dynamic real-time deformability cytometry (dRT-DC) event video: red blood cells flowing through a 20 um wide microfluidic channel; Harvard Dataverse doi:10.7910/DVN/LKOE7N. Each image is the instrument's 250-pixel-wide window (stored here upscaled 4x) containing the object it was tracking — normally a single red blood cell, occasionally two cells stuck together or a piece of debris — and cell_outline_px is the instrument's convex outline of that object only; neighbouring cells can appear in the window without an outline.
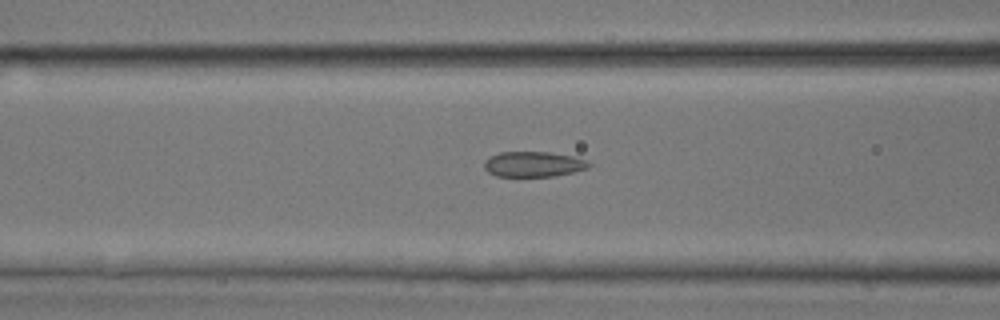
{"species": "common noctule bat (a hibernating species)", "species_latin": "Nyctalus noctula", "temperature_condition": "room temperature", "stored_images_in_passage": 31, "camera_frame_rate_fps": 3000, "um_per_image_px": 0.085, "animal": {"sex": "male", "body_mass_g": 17.9, "forearm_length_mm": 54.2}, "frame": {"image": 1, "passage_image": 6, "time_ms": 1.667, "image_size_px": [1000, 320], "cell_outline_px": [[592, 164], [588, 168], [556, 176], [496, 176], [488, 172], [484, 168], [484, 160], [488, 156], [500, 152], [548, 152], [572, 156], [588, 160]], "centroid_in_image_um": [45.33, 13.95], "position_along_channel_um": 121.3, "area_um2": 15.55}}
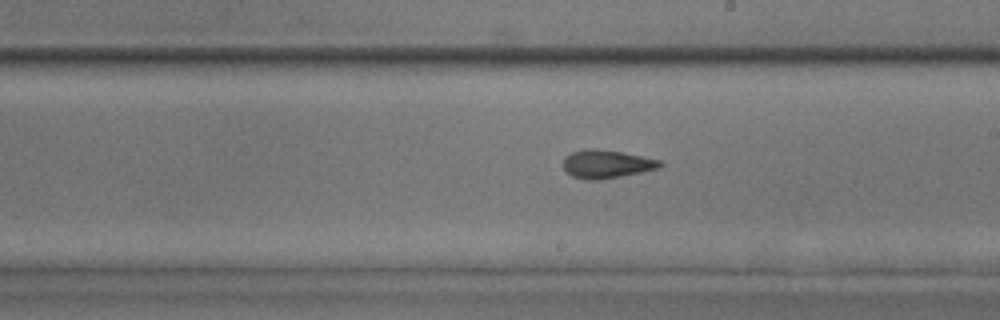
{"frame": {"image": 2, "passage_image": 14, "time_ms": 4.333, "image_size_px": [1000, 320], "cell_outline_px": [[664, 164], [656, 168], [640, 172], [600, 180], [588, 180], [572, 176], [564, 168], [564, 156], [572, 152], [584, 148], [596, 148], [620, 152], [660, 160]], "centroid_in_image_um": [51.51, 13.93], "position_along_channel_um": 237.5, "area_um2": 15.72}}
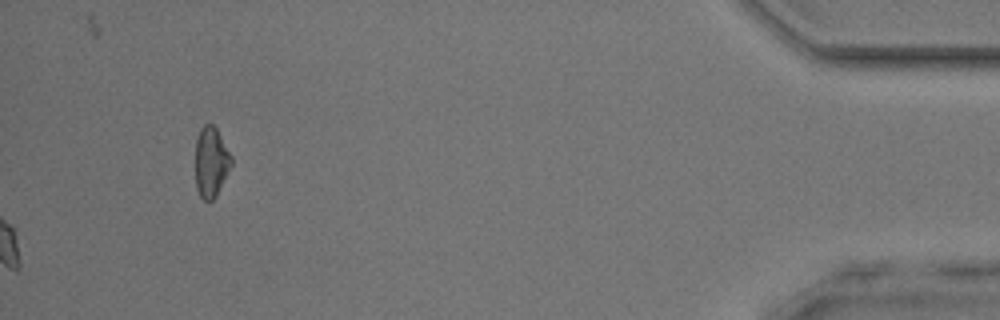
{"frame": {"image": 3, "passage_image": 31, "time_ms": 10.0, "image_size_px": [1000, 320], "cell_outline_px": [[232, 164], [216, 196], [212, 200], [204, 200], [200, 196], [196, 188], [196, 140], [200, 128], [204, 124], [212, 124], [216, 128], [232, 156]], "centroid_in_image_um": [17.94, 13.76], "position_along_channel_um": 417.3, "area_um2": 14.62}}